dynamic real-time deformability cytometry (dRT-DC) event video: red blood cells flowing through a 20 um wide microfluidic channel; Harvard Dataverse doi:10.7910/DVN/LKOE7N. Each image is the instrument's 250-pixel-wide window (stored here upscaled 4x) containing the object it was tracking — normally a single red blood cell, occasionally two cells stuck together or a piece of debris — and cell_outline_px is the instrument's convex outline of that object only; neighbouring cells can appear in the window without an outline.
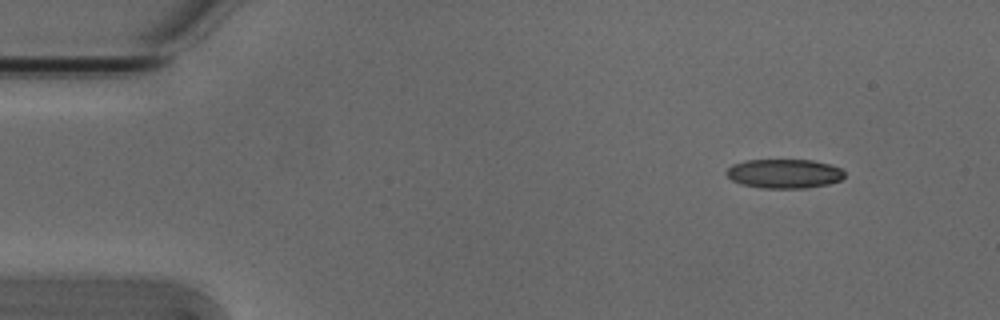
{"species": "Egyptian fruit bat (a non-hibernating species)", "species_latin": "Rousettus aegyptiacus", "temperature_condition": "cold", "stored_images_in_passage": 15, "camera_frame_rate_fps": 3000, "um_per_image_px": 0.085, "animal": {"sex": "male"}, "frame": {"image": 1, "passage_image": 1, "time_ms": 0.0, "image_size_px": [1000, 320], "cell_outline_px": [[844, 176], [840, 180], [828, 184], [804, 188], [764, 188], [740, 184], [732, 180], [724, 172], [732, 164], [744, 160], [812, 160], [828, 164], [840, 168], [844, 172]], "centroid_in_image_um": [66.62, 14.75], "position_along_channel_um": 18.4, "area_um2": 20.06}}
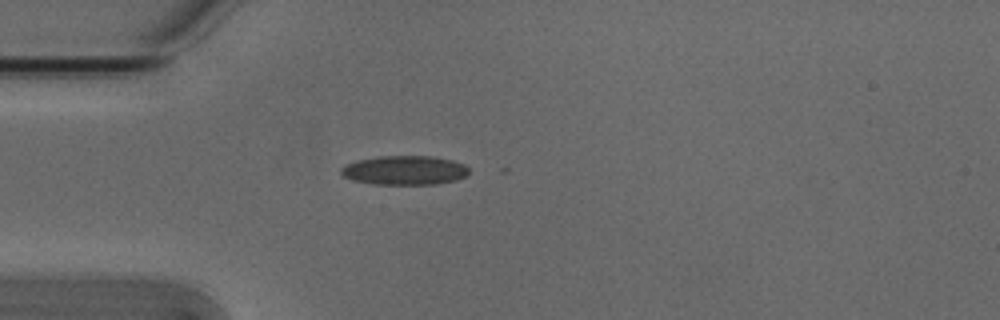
{"frame": {"image": 2, "passage_image": 10, "time_ms": 3.0, "image_size_px": [1000, 320], "cell_outline_px": [[468, 176], [456, 180], [436, 184], [372, 184], [352, 180], [344, 176], [340, 172], [340, 168], [348, 164], [360, 160], [380, 156], [432, 156], [452, 160], [464, 164], [468, 168]], "centroid_in_image_um": [34.42, 14.48], "position_along_channel_um": 50.6, "area_um2": 21.68}}